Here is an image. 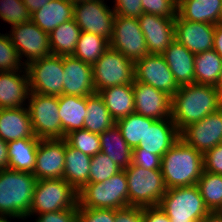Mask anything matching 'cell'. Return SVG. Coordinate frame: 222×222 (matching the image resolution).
Segmentation results:
<instances>
[{"label":"cell","instance_id":"cell-5","mask_svg":"<svg viewBox=\"0 0 222 222\" xmlns=\"http://www.w3.org/2000/svg\"><path fill=\"white\" fill-rule=\"evenodd\" d=\"M124 170L128 183V207L158 206L167 190L161 169L149 170L131 163Z\"/></svg>","mask_w":222,"mask_h":222},{"label":"cell","instance_id":"cell-45","mask_svg":"<svg viewBox=\"0 0 222 222\" xmlns=\"http://www.w3.org/2000/svg\"><path fill=\"white\" fill-rule=\"evenodd\" d=\"M204 170L222 175V143L216 145L203 155Z\"/></svg>","mask_w":222,"mask_h":222},{"label":"cell","instance_id":"cell-35","mask_svg":"<svg viewBox=\"0 0 222 222\" xmlns=\"http://www.w3.org/2000/svg\"><path fill=\"white\" fill-rule=\"evenodd\" d=\"M110 47V42L99 35L81 31L73 57L93 65Z\"/></svg>","mask_w":222,"mask_h":222},{"label":"cell","instance_id":"cell-7","mask_svg":"<svg viewBox=\"0 0 222 222\" xmlns=\"http://www.w3.org/2000/svg\"><path fill=\"white\" fill-rule=\"evenodd\" d=\"M78 192L63 178L37 180L28 217L74 208Z\"/></svg>","mask_w":222,"mask_h":222},{"label":"cell","instance_id":"cell-44","mask_svg":"<svg viewBox=\"0 0 222 222\" xmlns=\"http://www.w3.org/2000/svg\"><path fill=\"white\" fill-rule=\"evenodd\" d=\"M114 2L115 7L112 9L116 15L138 19L143 13L141 0H114Z\"/></svg>","mask_w":222,"mask_h":222},{"label":"cell","instance_id":"cell-2","mask_svg":"<svg viewBox=\"0 0 222 222\" xmlns=\"http://www.w3.org/2000/svg\"><path fill=\"white\" fill-rule=\"evenodd\" d=\"M203 170V154L182 138L162 156L161 173L166 189L196 185Z\"/></svg>","mask_w":222,"mask_h":222},{"label":"cell","instance_id":"cell-19","mask_svg":"<svg viewBox=\"0 0 222 222\" xmlns=\"http://www.w3.org/2000/svg\"><path fill=\"white\" fill-rule=\"evenodd\" d=\"M138 22L150 54H162L175 40V18L142 13Z\"/></svg>","mask_w":222,"mask_h":222},{"label":"cell","instance_id":"cell-48","mask_svg":"<svg viewBox=\"0 0 222 222\" xmlns=\"http://www.w3.org/2000/svg\"><path fill=\"white\" fill-rule=\"evenodd\" d=\"M115 222H143V207L129 206L115 210Z\"/></svg>","mask_w":222,"mask_h":222},{"label":"cell","instance_id":"cell-18","mask_svg":"<svg viewBox=\"0 0 222 222\" xmlns=\"http://www.w3.org/2000/svg\"><path fill=\"white\" fill-rule=\"evenodd\" d=\"M66 140H40L33 175L37 180L63 178Z\"/></svg>","mask_w":222,"mask_h":222},{"label":"cell","instance_id":"cell-12","mask_svg":"<svg viewBox=\"0 0 222 222\" xmlns=\"http://www.w3.org/2000/svg\"><path fill=\"white\" fill-rule=\"evenodd\" d=\"M110 47L133 62L149 55L145 36L137 18L116 15Z\"/></svg>","mask_w":222,"mask_h":222},{"label":"cell","instance_id":"cell-26","mask_svg":"<svg viewBox=\"0 0 222 222\" xmlns=\"http://www.w3.org/2000/svg\"><path fill=\"white\" fill-rule=\"evenodd\" d=\"M74 4L69 0H51L31 14V21L41 30L50 33L64 22L73 19Z\"/></svg>","mask_w":222,"mask_h":222},{"label":"cell","instance_id":"cell-32","mask_svg":"<svg viewBox=\"0 0 222 222\" xmlns=\"http://www.w3.org/2000/svg\"><path fill=\"white\" fill-rule=\"evenodd\" d=\"M81 29L74 19L64 22L49 33L50 48L53 55H73Z\"/></svg>","mask_w":222,"mask_h":222},{"label":"cell","instance_id":"cell-21","mask_svg":"<svg viewBox=\"0 0 222 222\" xmlns=\"http://www.w3.org/2000/svg\"><path fill=\"white\" fill-rule=\"evenodd\" d=\"M62 66L64 70V95L81 97L96 93L91 64L70 55L62 56Z\"/></svg>","mask_w":222,"mask_h":222},{"label":"cell","instance_id":"cell-25","mask_svg":"<svg viewBox=\"0 0 222 222\" xmlns=\"http://www.w3.org/2000/svg\"><path fill=\"white\" fill-rule=\"evenodd\" d=\"M177 13L188 21L216 25L222 23V0H181Z\"/></svg>","mask_w":222,"mask_h":222},{"label":"cell","instance_id":"cell-39","mask_svg":"<svg viewBox=\"0 0 222 222\" xmlns=\"http://www.w3.org/2000/svg\"><path fill=\"white\" fill-rule=\"evenodd\" d=\"M0 19L11 27L31 21V13L22 0H0Z\"/></svg>","mask_w":222,"mask_h":222},{"label":"cell","instance_id":"cell-41","mask_svg":"<svg viewBox=\"0 0 222 222\" xmlns=\"http://www.w3.org/2000/svg\"><path fill=\"white\" fill-rule=\"evenodd\" d=\"M24 68L25 65H23V62L21 61L16 48L12 44L8 33H0V72L18 71Z\"/></svg>","mask_w":222,"mask_h":222},{"label":"cell","instance_id":"cell-53","mask_svg":"<svg viewBox=\"0 0 222 222\" xmlns=\"http://www.w3.org/2000/svg\"><path fill=\"white\" fill-rule=\"evenodd\" d=\"M199 222H222V212H209Z\"/></svg>","mask_w":222,"mask_h":222},{"label":"cell","instance_id":"cell-3","mask_svg":"<svg viewBox=\"0 0 222 222\" xmlns=\"http://www.w3.org/2000/svg\"><path fill=\"white\" fill-rule=\"evenodd\" d=\"M36 182V177L30 172L0 170V216L26 219Z\"/></svg>","mask_w":222,"mask_h":222},{"label":"cell","instance_id":"cell-29","mask_svg":"<svg viewBox=\"0 0 222 222\" xmlns=\"http://www.w3.org/2000/svg\"><path fill=\"white\" fill-rule=\"evenodd\" d=\"M98 93L115 122L134 113L135 100L132 83L109 87Z\"/></svg>","mask_w":222,"mask_h":222},{"label":"cell","instance_id":"cell-47","mask_svg":"<svg viewBox=\"0 0 222 222\" xmlns=\"http://www.w3.org/2000/svg\"><path fill=\"white\" fill-rule=\"evenodd\" d=\"M161 160L162 158L159 155L149 152H132V164L144 169H161Z\"/></svg>","mask_w":222,"mask_h":222},{"label":"cell","instance_id":"cell-38","mask_svg":"<svg viewBox=\"0 0 222 222\" xmlns=\"http://www.w3.org/2000/svg\"><path fill=\"white\" fill-rule=\"evenodd\" d=\"M65 140L71 147L91 157L101 152L99 134L92 133L89 130L80 129L71 131L65 136Z\"/></svg>","mask_w":222,"mask_h":222},{"label":"cell","instance_id":"cell-37","mask_svg":"<svg viewBox=\"0 0 222 222\" xmlns=\"http://www.w3.org/2000/svg\"><path fill=\"white\" fill-rule=\"evenodd\" d=\"M146 117L140 114L132 113L116 121L117 127L131 149L139 146L143 141L145 133Z\"/></svg>","mask_w":222,"mask_h":222},{"label":"cell","instance_id":"cell-28","mask_svg":"<svg viewBox=\"0 0 222 222\" xmlns=\"http://www.w3.org/2000/svg\"><path fill=\"white\" fill-rule=\"evenodd\" d=\"M59 117L65 136L71 131L84 129V119L87 114L86 96H58Z\"/></svg>","mask_w":222,"mask_h":222},{"label":"cell","instance_id":"cell-9","mask_svg":"<svg viewBox=\"0 0 222 222\" xmlns=\"http://www.w3.org/2000/svg\"><path fill=\"white\" fill-rule=\"evenodd\" d=\"M95 91L135 81V62L109 47L92 65Z\"/></svg>","mask_w":222,"mask_h":222},{"label":"cell","instance_id":"cell-13","mask_svg":"<svg viewBox=\"0 0 222 222\" xmlns=\"http://www.w3.org/2000/svg\"><path fill=\"white\" fill-rule=\"evenodd\" d=\"M8 35L20 59L27 58L22 60L25 66L32 61L52 55L49 33L41 30L32 21L12 27Z\"/></svg>","mask_w":222,"mask_h":222},{"label":"cell","instance_id":"cell-6","mask_svg":"<svg viewBox=\"0 0 222 222\" xmlns=\"http://www.w3.org/2000/svg\"><path fill=\"white\" fill-rule=\"evenodd\" d=\"M158 206L171 222H199L210 212L197 185L167 189Z\"/></svg>","mask_w":222,"mask_h":222},{"label":"cell","instance_id":"cell-11","mask_svg":"<svg viewBox=\"0 0 222 222\" xmlns=\"http://www.w3.org/2000/svg\"><path fill=\"white\" fill-rule=\"evenodd\" d=\"M115 12L104 0H87L74 4L73 19L81 31L99 35L109 42L113 35Z\"/></svg>","mask_w":222,"mask_h":222},{"label":"cell","instance_id":"cell-15","mask_svg":"<svg viewBox=\"0 0 222 222\" xmlns=\"http://www.w3.org/2000/svg\"><path fill=\"white\" fill-rule=\"evenodd\" d=\"M180 139V131L171 118L146 117L143 141L132 152H149L162 156Z\"/></svg>","mask_w":222,"mask_h":222},{"label":"cell","instance_id":"cell-57","mask_svg":"<svg viewBox=\"0 0 222 222\" xmlns=\"http://www.w3.org/2000/svg\"><path fill=\"white\" fill-rule=\"evenodd\" d=\"M71 3L75 4L78 2H83V1H87V0H69Z\"/></svg>","mask_w":222,"mask_h":222},{"label":"cell","instance_id":"cell-40","mask_svg":"<svg viewBox=\"0 0 222 222\" xmlns=\"http://www.w3.org/2000/svg\"><path fill=\"white\" fill-rule=\"evenodd\" d=\"M121 170L106 154L99 152L91 157L89 183L104 182Z\"/></svg>","mask_w":222,"mask_h":222},{"label":"cell","instance_id":"cell-34","mask_svg":"<svg viewBox=\"0 0 222 222\" xmlns=\"http://www.w3.org/2000/svg\"><path fill=\"white\" fill-rule=\"evenodd\" d=\"M194 83L216 86L222 70V57L214 50L195 55Z\"/></svg>","mask_w":222,"mask_h":222},{"label":"cell","instance_id":"cell-20","mask_svg":"<svg viewBox=\"0 0 222 222\" xmlns=\"http://www.w3.org/2000/svg\"><path fill=\"white\" fill-rule=\"evenodd\" d=\"M215 25L175 18V39L193 54L213 49Z\"/></svg>","mask_w":222,"mask_h":222},{"label":"cell","instance_id":"cell-58","mask_svg":"<svg viewBox=\"0 0 222 222\" xmlns=\"http://www.w3.org/2000/svg\"><path fill=\"white\" fill-rule=\"evenodd\" d=\"M177 4L181 1V0H174Z\"/></svg>","mask_w":222,"mask_h":222},{"label":"cell","instance_id":"cell-42","mask_svg":"<svg viewBox=\"0 0 222 222\" xmlns=\"http://www.w3.org/2000/svg\"><path fill=\"white\" fill-rule=\"evenodd\" d=\"M143 13L176 18L178 4L174 0H141Z\"/></svg>","mask_w":222,"mask_h":222},{"label":"cell","instance_id":"cell-56","mask_svg":"<svg viewBox=\"0 0 222 222\" xmlns=\"http://www.w3.org/2000/svg\"><path fill=\"white\" fill-rule=\"evenodd\" d=\"M215 87H222V70L220 72V75H219V78Z\"/></svg>","mask_w":222,"mask_h":222},{"label":"cell","instance_id":"cell-16","mask_svg":"<svg viewBox=\"0 0 222 222\" xmlns=\"http://www.w3.org/2000/svg\"><path fill=\"white\" fill-rule=\"evenodd\" d=\"M180 138L203 155L222 143V109L187 126L180 133Z\"/></svg>","mask_w":222,"mask_h":222},{"label":"cell","instance_id":"cell-30","mask_svg":"<svg viewBox=\"0 0 222 222\" xmlns=\"http://www.w3.org/2000/svg\"><path fill=\"white\" fill-rule=\"evenodd\" d=\"M99 136L101 152L106 154L121 169H126L132 163V149L124 140L117 125L115 124Z\"/></svg>","mask_w":222,"mask_h":222},{"label":"cell","instance_id":"cell-24","mask_svg":"<svg viewBox=\"0 0 222 222\" xmlns=\"http://www.w3.org/2000/svg\"><path fill=\"white\" fill-rule=\"evenodd\" d=\"M162 55L179 87L194 84L195 54L175 39Z\"/></svg>","mask_w":222,"mask_h":222},{"label":"cell","instance_id":"cell-8","mask_svg":"<svg viewBox=\"0 0 222 222\" xmlns=\"http://www.w3.org/2000/svg\"><path fill=\"white\" fill-rule=\"evenodd\" d=\"M27 103L32 128L38 139H64L58 113V96L30 92Z\"/></svg>","mask_w":222,"mask_h":222},{"label":"cell","instance_id":"cell-27","mask_svg":"<svg viewBox=\"0 0 222 222\" xmlns=\"http://www.w3.org/2000/svg\"><path fill=\"white\" fill-rule=\"evenodd\" d=\"M91 156L71 147L66 142L63 179L77 192L89 183Z\"/></svg>","mask_w":222,"mask_h":222},{"label":"cell","instance_id":"cell-4","mask_svg":"<svg viewBox=\"0 0 222 222\" xmlns=\"http://www.w3.org/2000/svg\"><path fill=\"white\" fill-rule=\"evenodd\" d=\"M82 208L123 209L128 207V183L122 169L104 182L87 183L78 192Z\"/></svg>","mask_w":222,"mask_h":222},{"label":"cell","instance_id":"cell-54","mask_svg":"<svg viewBox=\"0 0 222 222\" xmlns=\"http://www.w3.org/2000/svg\"><path fill=\"white\" fill-rule=\"evenodd\" d=\"M218 91V105L219 109H222V87H215Z\"/></svg>","mask_w":222,"mask_h":222},{"label":"cell","instance_id":"cell-49","mask_svg":"<svg viewBox=\"0 0 222 222\" xmlns=\"http://www.w3.org/2000/svg\"><path fill=\"white\" fill-rule=\"evenodd\" d=\"M143 222H171L159 206L143 207Z\"/></svg>","mask_w":222,"mask_h":222},{"label":"cell","instance_id":"cell-14","mask_svg":"<svg viewBox=\"0 0 222 222\" xmlns=\"http://www.w3.org/2000/svg\"><path fill=\"white\" fill-rule=\"evenodd\" d=\"M135 80L149 84L171 97L179 89L162 54H149L137 60L135 62Z\"/></svg>","mask_w":222,"mask_h":222},{"label":"cell","instance_id":"cell-10","mask_svg":"<svg viewBox=\"0 0 222 222\" xmlns=\"http://www.w3.org/2000/svg\"><path fill=\"white\" fill-rule=\"evenodd\" d=\"M29 76V90L42 95L63 94L64 70L62 56L49 55L25 66Z\"/></svg>","mask_w":222,"mask_h":222},{"label":"cell","instance_id":"cell-17","mask_svg":"<svg viewBox=\"0 0 222 222\" xmlns=\"http://www.w3.org/2000/svg\"><path fill=\"white\" fill-rule=\"evenodd\" d=\"M135 109L134 113L155 120L171 118L172 97L149 84L132 83Z\"/></svg>","mask_w":222,"mask_h":222},{"label":"cell","instance_id":"cell-55","mask_svg":"<svg viewBox=\"0 0 222 222\" xmlns=\"http://www.w3.org/2000/svg\"><path fill=\"white\" fill-rule=\"evenodd\" d=\"M16 219V217H13V216H0V222H11V220L9 221V219Z\"/></svg>","mask_w":222,"mask_h":222},{"label":"cell","instance_id":"cell-46","mask_svg":"<svg viewBox=\"0 0 222 222\" xmlns=\"http://www.w3.org/2000/svg\"><path fill=\"white\" fill-rule=\"evenodd\" d=\"M78 204L71 209L37 215L36 222H76Z\"/></svg>","mask_w":222,"mask_h":222},{"label":"cell","instance_id":"cell-51","mask_svg":"<svg viewBox=\"0 0 222 222\" xmlns=\"http://www.w3.org/2000/svg\"><path fill=\"white\" fill-rule=\"evenodd\" d=\"M213 49L222 57V23L215 25Z\"/></svg>","mask_w":222,"mask_h":222},{"label":"cell","instance_id":"cell-22","mask_svg":"<svg viewBox=\"0 0 222 222\" xmlns=\"http://www.w3.org/2000/svg\"><path fill=\"white\" fill-rule=\"evenodd\" d=\"M29 93V76L26 67L24 70L0 72V109L27 106L25 103Z\"/></svg>","mask_w":222,"mask_h":222},{"label":"cell","instance_id":"cell-31","mask_svg":"<svg viewBox=\"0 0 222 222\" xmlns=\"http://www.w3.org/2000/svg\"><path fill=\"white\" fill-rule=\"evenodd\" d=\"M39 141L22 138L7 142L9 169L33 173Z\"/></svg>","mask_w":222,"mask_h":222},{"label":"cell","instance_id":"cell-33","mask_svg":"<svg viewBox=\"0 0 222 222\" xmlns=\"http://www.w3.org/2000/svg\"><path fill=\"white\" fill-rule=\"evenodd\" d=\"M87 114L84 119V129L101 134L115 125L109 110L99 93L86 96Z\"/></svg>","mask_w":222,"mask_h":222},{"label":"cell","instance_id":"cell-50","mask_svg":"<svg viewBox=\"0 0 222 222\" xmlns=\"http://www.w3.org/2000/svg\"><path fill=\"white\" fill-rule=\"evenodd\" d=\"M9 169L8 145L0 138V170Z\"/></svg>","mask_w":222,"mask_h":222},{"label":"cell","instance_id":"cell-36","mask_svg":"<svg viewBox=\"0 0 222 222\" xmlns=\"http://www.w3.org/2000/svg\"><path fill=\"white\" fill-rule=\"evenodd\" d=\"M197 187L210 212H222V175L203 170Z\"/></svg>","mask_w":222,"mask_h":222},{"label":"cell","instance_id":"cell-1","mask_svg":"<svg viewBox=\"0 0 222 222\" xmlns=\"http://www.w3.org/2000/svg\"><path fill=\"white\" fill-rule=\"evenodd\" d=\"M218 109V91L214 86L184 85L172 97L171 119L181 133Z\"/></svg>","mask_w":222,"mask_h":222},{"label":"cell","instance_id":"cell-23","mask_svg":"<svg viewBox=\"0 0 222 222\" xmlns=\"http://www.w3.org/2000/svg\"><path fill=\"white\" fill-rule=\"evenodd\" d=\"M0 138L5 142L22 138L38 139L34 134L26 106L0 109Z\"/></svg>","mask_w":222,"mask_h":222},{"label":"cell","instance_id":"cell-43","mask_svg":"<svg viewBox=\"0 0 222 222\" xmlns=\"http://www.w3.org/2000/svg\"><path fill=\"white\" fill-rule=\"evenodd\" d=\"M76 222H115V209L82 208L78 204Z\"/></svg>","mask_w":222,"mask_h":222},{"label":"cell","instance_id":"cell-52","mask_svg":"<svg viewBox=\"0 0 222 222\" xmlns=\"http://www.w3.org/2000/svg\"><path fill=\"white\" fill-rule=\"evenodd\" d=\"M27 10L32 14L38 11L42 6L49 3L51 0H22Z\"/></svg>","mask_w":222,"mask_h":222}]
</instances>
